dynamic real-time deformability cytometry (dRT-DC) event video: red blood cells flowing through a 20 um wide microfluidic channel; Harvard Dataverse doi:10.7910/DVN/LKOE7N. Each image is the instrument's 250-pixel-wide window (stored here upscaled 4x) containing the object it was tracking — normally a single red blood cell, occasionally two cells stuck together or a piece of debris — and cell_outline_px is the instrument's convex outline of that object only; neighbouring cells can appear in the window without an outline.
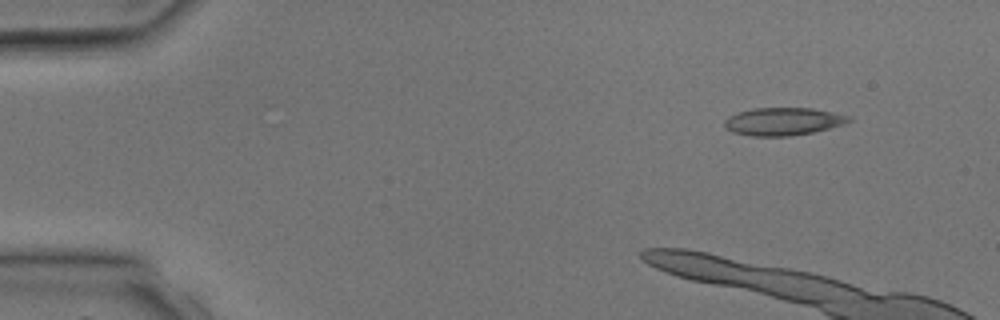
{"species": "common noctule bat (a hibernating species)", "species_latin": "Nyctalus noctula", "temperature_condition": "room temperature", "stored_images_in_passage": 4, "camera_frame_rate_fps": 3000, "um_per_image_px": 0.085, "animal": {"sex": "male", "body_mass_g": 17.9, "forearm_length_mm": 54.2}, "frame": {"image": 1, "passage_image": 1, "time_ms": 0.0, "image_size_px": [1000, 320], "cell_outline_px": [[852, 120], [844, 124], [812, 132], [788, 136], [752, 136], [732, 132], [724, 128], [724, 120], [728, 116], [752, 108], [812, 108], [832, 112], [848, 116]], "centroid_in_image_um": [66.52, 10.32], "position_along_channel_um": 18.5, "area_um2": 20.0}}